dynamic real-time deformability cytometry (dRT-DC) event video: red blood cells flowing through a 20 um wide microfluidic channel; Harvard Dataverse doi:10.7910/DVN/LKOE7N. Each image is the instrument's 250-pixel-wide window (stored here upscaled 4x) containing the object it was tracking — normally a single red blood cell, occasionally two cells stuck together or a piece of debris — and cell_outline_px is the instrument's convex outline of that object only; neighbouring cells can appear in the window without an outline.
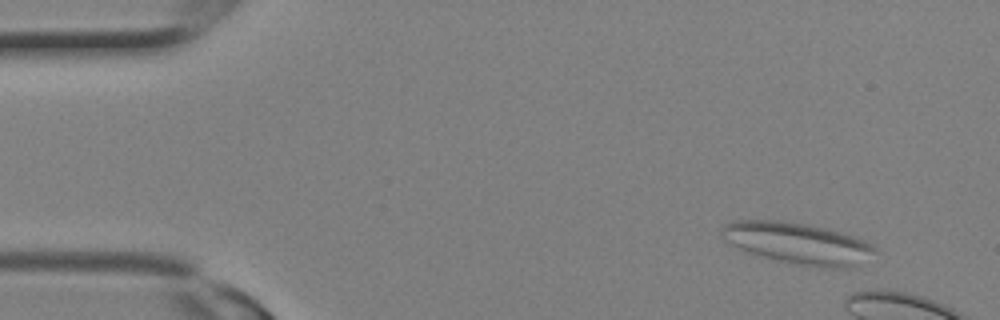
{"species": "Egyptian fruit bat (a non-hibernating species)", "species_latin": "Rousettus aegyptiacus", "temperature_condition": "room temperature", "stored_images_in_passage": 3, "camera_frame_rate_fps": 3000, "um_per_image_px": 0.085, "animal": {"sex": "female"}, "frame": {"image": 1, "passage_image": 1, "time_ms": 0.0, "image_size_px": [1000, 320], "cell_outline_px": [[876, 252], [852, 268], [820, 268], [796, 264], [756, 256], [724, 240], [720, 236], [720, 228], [724, 224], [732, 220], [784, 220], [808, 224], [828, 228], [876, 244]], "centroid_in_image_um": [67.79, 20.67], "position_along_channel_um": 17.2, "area_um2": 37.51}}